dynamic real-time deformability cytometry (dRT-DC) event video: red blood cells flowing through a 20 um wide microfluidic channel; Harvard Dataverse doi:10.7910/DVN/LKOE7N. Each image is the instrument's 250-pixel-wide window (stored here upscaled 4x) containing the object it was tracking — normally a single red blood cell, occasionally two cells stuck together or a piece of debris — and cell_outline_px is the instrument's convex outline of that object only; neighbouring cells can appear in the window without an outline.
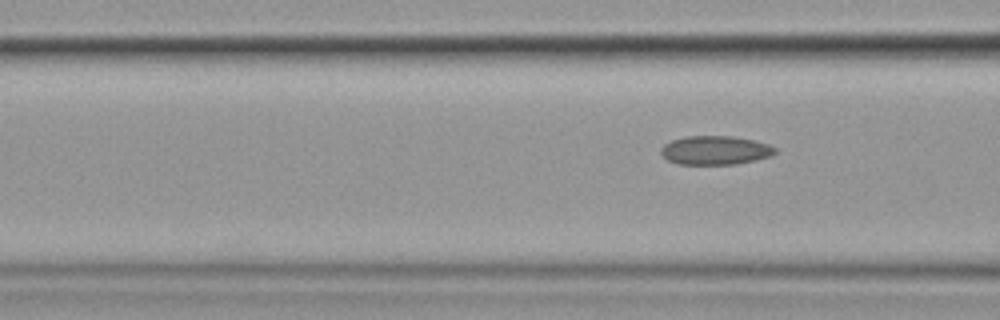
{"species": "common noctule bat (a hibernating species)", "species_latin": "Nyctalus noctula", "temperature_condition": "cold", "stored_images_in_passage": 8, "camera_frame_rate_fps": 3000, "um_per_image_px": 0.085, "animal": {"sex": "female", "body_mass_g": 19.9}, "frame": {"image": 1, "passage_image": 8, "time_ms": 9.0, "image_size_px": [1000, 320], "cell_outline_px": [[776, 152], [772, 156], [736, 164], [680, 164], [668, 160], [660, 152], [660, 148], [664, 144], [672, 140], [684, 136], [732, 136], [756, 140], [768, 144], [776, 148]], "centroid_in_image_um": [60.81, 12.76], "position_along_channel_um": 105.8, "area_um2": 19.25}}